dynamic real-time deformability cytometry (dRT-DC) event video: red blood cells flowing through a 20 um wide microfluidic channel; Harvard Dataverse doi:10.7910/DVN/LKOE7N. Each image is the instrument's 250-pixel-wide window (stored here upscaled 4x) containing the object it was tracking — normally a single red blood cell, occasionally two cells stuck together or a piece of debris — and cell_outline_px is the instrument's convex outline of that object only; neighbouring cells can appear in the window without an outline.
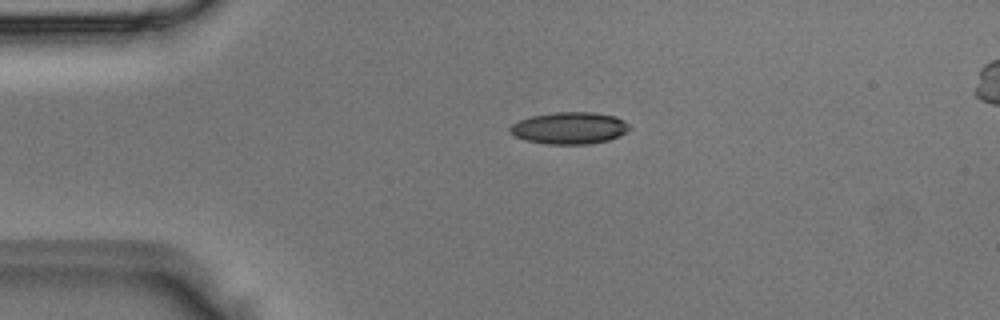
{"species": "Egyptian fruit bat (a non-hibernating species)", "species_latin": "Rousettus aegyptiacus", "temperature_condition": "room temperature", "stored_images_in_passage": 3, "segment_of_instrument_passage": [1, 2], "camera_frame_rate_fps": 3000, "um_per_image_px": 0.085, "animal": {"sex": "male"}, "frame": {"image": 1, "passage_image": 1, "time_ms": 0.0, "image_size_px": [1000, 320], "cell_outline_px": [[632, 128], [608, 140], [588, 144], [548, 144], [524, 140], [508, 132], [508, 128], [512, 124], [520, 120], [532, 116], [556, 112], [592, 112], [616, 116], [624, 120]], "centroid_in_image_um": [48.38, 10.88], "position_along_channel_um": 36.6, "area_um2": 22.14}}